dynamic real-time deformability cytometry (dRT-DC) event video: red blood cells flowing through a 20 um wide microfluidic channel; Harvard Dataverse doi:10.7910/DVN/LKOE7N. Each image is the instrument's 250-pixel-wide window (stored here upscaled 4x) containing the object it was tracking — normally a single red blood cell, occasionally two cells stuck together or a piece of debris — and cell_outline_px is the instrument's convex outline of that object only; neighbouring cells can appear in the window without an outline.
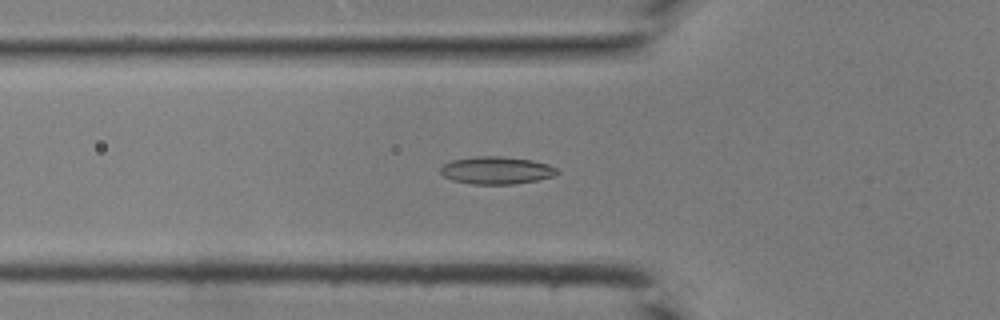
{"species": "common noctule bat (a hibernating species)", "species_latin": "Nyctalus noctula", "temperature_condition": "room temperature", "stored_images_in_passage": 31, "camera_frame_rate_fps": 3000, "um_per_image_px": 0.085, "animal": {"sex": "male", "body_mass_g": 19.0, "forearm_length_mm": 50.8}, "frame": {"image": 1, "passage_image": 4, "time_ms": 1.0, "image_size_px": [1000, 320], "cell_outline_px": [[560, 172], [552, 176], [536, 180], [512, 184], [472, 184], [452, 180], [444, 176], [440, 172], [440, 168], [444, 164], [452, 160], [476, 156], [500, 156], [532, 160], [548, 164], [556, 168]], "centroid_in_image_um": [42.18, 14.47], "position_along_channel_um": 83.6, "area_um2": 18.61}}
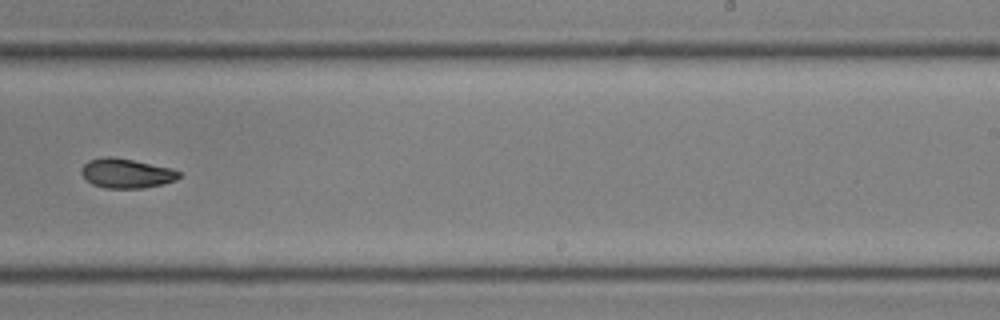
{"frame": {"image": 2, "passage_image": 16, "time_ms": 5.0, "image_size_px": [1000, 320], "cell_outline_px": [[180, 176], [176, 180], [144, 188], [104, 188], [92, 184], [80, 172], [84, 164], [88, 160], [104, 156], [112, 156], [172, 168], [180, 172]], "centroid_in_image_um": [10.73, 14.72], "position_along_channel_um": 278.3, "area_um2": 16.7}}
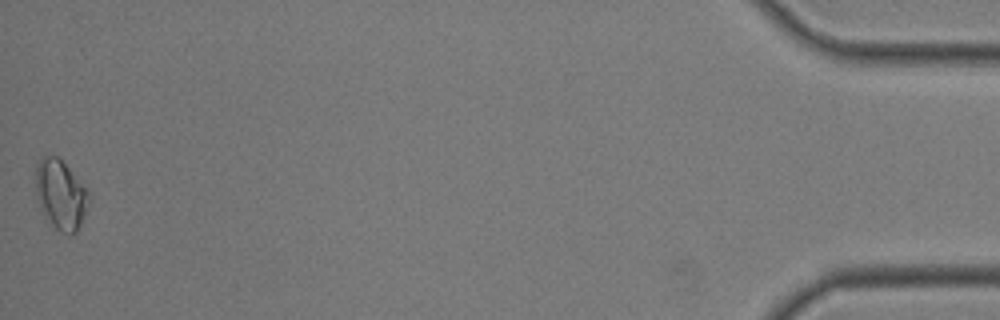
{"frame": {"image": 3, "passage_image": 31, "time_ms": 10.0, "image_size_px": [1000, 320], "cell_outline_px": [[92, 196], [80, 224], [76, 232], [72, 236], [68, 236], [60, 232], [56, 228], [40, 208], [36, 188], [36, 164], [40, 156], [56, 156], [68, 168]], "centroid_in_image_um": [5.17, 16.56], "position_along_channel_um": 430.0, "area_um2": 21.21}}